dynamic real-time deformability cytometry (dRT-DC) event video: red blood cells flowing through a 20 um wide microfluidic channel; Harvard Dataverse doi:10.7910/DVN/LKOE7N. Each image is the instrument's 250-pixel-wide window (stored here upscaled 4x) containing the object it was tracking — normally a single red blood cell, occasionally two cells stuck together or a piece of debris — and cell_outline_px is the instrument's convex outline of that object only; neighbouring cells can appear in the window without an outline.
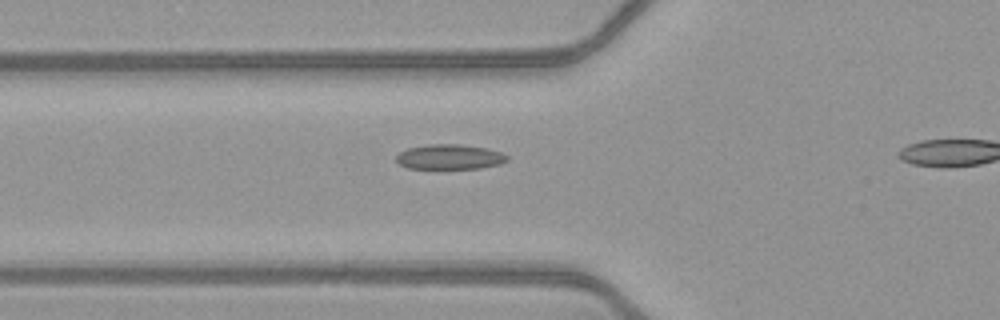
{"species": "common noctule bat (a hibernating species)", "species_latin": "Nyctalus noctula", "temperature_condition": "warm", "stored_images_in_passage": 37, "camera_frame_rate_fps": 3000, "um_per_image_px": 0.085, "animal": {"sex": "female", "body_mass_g": 21.9}, "frame": {"image": 1, "passage_image": 12, "time_ms": 3.667, "image_size_px": [1000, 320], "cell_outline_px": [[508, 160], [500, 164], [480, 168], [408, 168], [400, 164], [396, 160], [396, 156], [400, 152], [408, 148], [428, 144], [460, 144], [488, 148], [500, 152], [508, 156]], "centroid_in_image_um": [38.23, 13.32], "position_along_channel_um": 87.6, "area_um2": 16.07}}
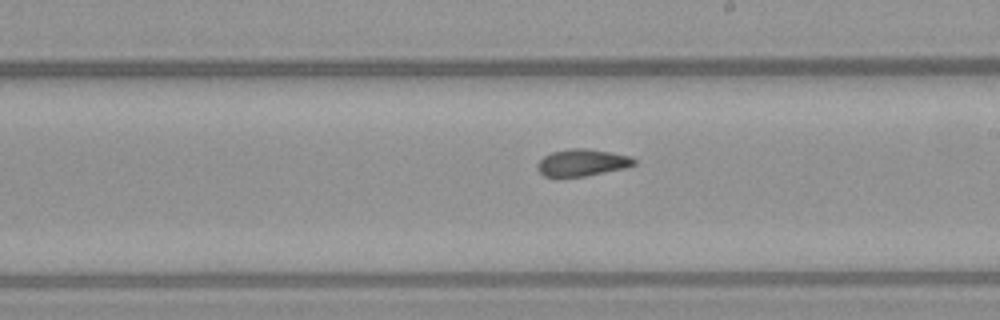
{"frame": {"image": 2, "passage_image": 23, "time_ms": 7.333, "image_size_px": [1000, 320], "cell_outline_px": [[636, 164], [624, 168], [584, 176], [556, 180], [544, 176], [536, 168], [536, 164], [544, 156], [552, 152], [572, 148], [588, 148], [632, 156], [636, 160]], "centroid_in_image_um": [49.43, 13.85], "position_along_channel_um": 239.6, "area_um2": 15.66}}
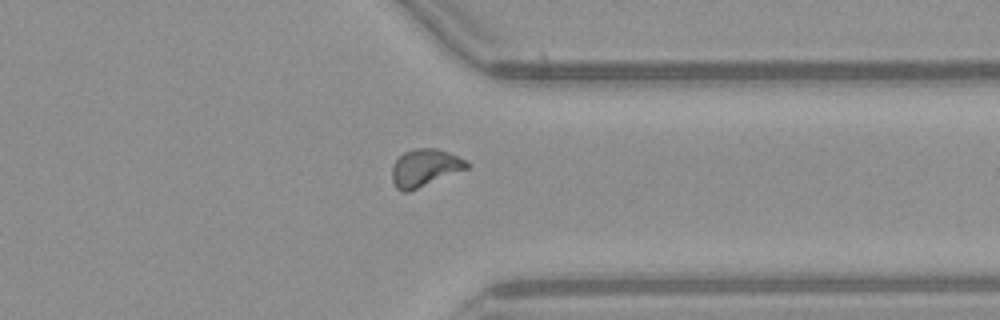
{"frame": {"image": 3, "passage_image": 33, "time_ms": 10.667, "image_size_px": [1000, 320], "cell_outline_px": [[468, 168], [408, 192], [404, 192], [396, 188], [392, 180], [392, 164], [404, 152], [416, 148], [436, 148], [448, 152], [468, 160]], "centroid_in_image_um": [36.1, 14.25], "position_along_channel_um": 375.3, "area_um2": 16.24}}